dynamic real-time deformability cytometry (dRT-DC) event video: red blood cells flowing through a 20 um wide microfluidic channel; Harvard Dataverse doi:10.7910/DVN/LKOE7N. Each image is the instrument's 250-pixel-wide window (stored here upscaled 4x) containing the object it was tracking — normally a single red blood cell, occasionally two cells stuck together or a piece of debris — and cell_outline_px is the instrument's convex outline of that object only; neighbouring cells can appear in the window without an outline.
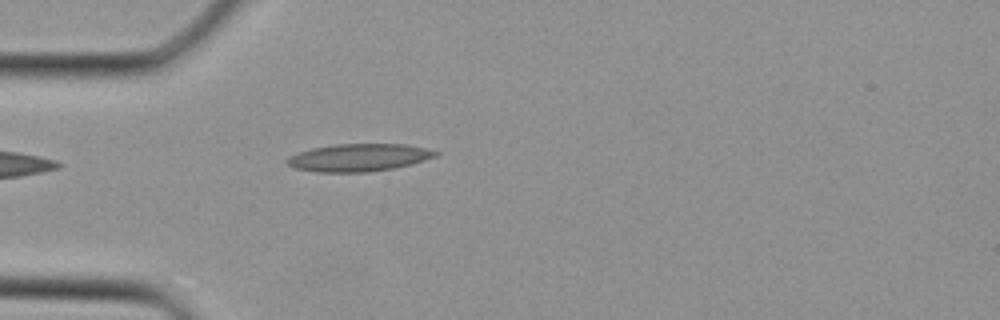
{"species": "Egyptian fruit bat (a non-hibernating species)", "species_latin": "Rousettus aegyptiacus", "temperature_condition": "cold", "stored_images_in_passage": 27, "camera_frame_rate_fps": 3000, "um_per_image_px": 0.085, "animal": {"sex": "female"}, "frame": {"image": 1, "passage_image": 1, "time_ms": 0.0, "image_size_px": [1000, 320], "cell_outline_px": [[440, 152], [436, 156], [424, 160], [392, 168], [368, 172], [316, 172], [296, 168], [288, 164], [284, 160], [288, 156], [312, 148], [336, 144], [404, 144], [424, 148]], "centroid_in_image_um": [30.45, 13.39], "position_along_channel_um": 54.5, "area_um2": 23.58}}
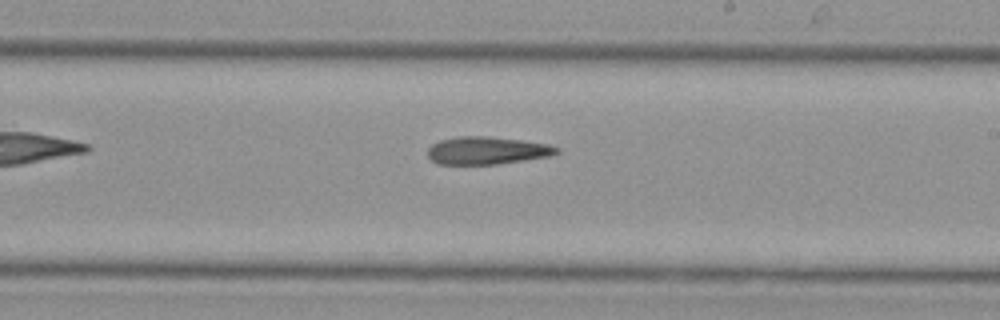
{"frame": {"image": 2, "passage_image": 12, "time_ms": 3.667, "image_size_px": [1000, 320], "cell_outline_px": [[560, 152], [548, 156], [524, 160], [496, 164], [436, 164], [428, 156], [428, 148], [432, 144], [440, 140], [456, 136], [484, 136], [520, 140], [548, 144], [560, 148]], "centroid_in_image_um": [41.37, 12.79], "position_along_channel_um": 247.6, "area_um2": 20.69}}
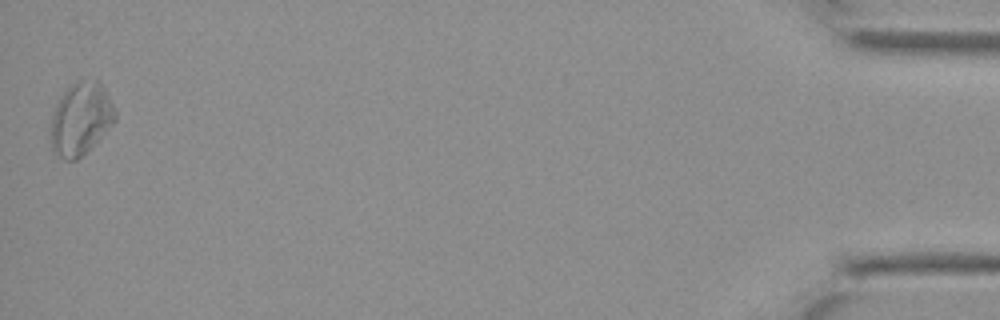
{"frame": {"image": 3, "passage_image": 27, "time_ms": 8.667, "image_size_px": [1000, 320], "cell_outline_px": [[116, 120], [76, 160], [64, 160], [52, 148], [52, 116], [56, 104], [60, 96], [76, 80], [100, 80], [116, 112]], "centroid_in_image_um": [6.87, 10.05], "position_along_channel_um": 428.3, "area_um2": 26.47}}